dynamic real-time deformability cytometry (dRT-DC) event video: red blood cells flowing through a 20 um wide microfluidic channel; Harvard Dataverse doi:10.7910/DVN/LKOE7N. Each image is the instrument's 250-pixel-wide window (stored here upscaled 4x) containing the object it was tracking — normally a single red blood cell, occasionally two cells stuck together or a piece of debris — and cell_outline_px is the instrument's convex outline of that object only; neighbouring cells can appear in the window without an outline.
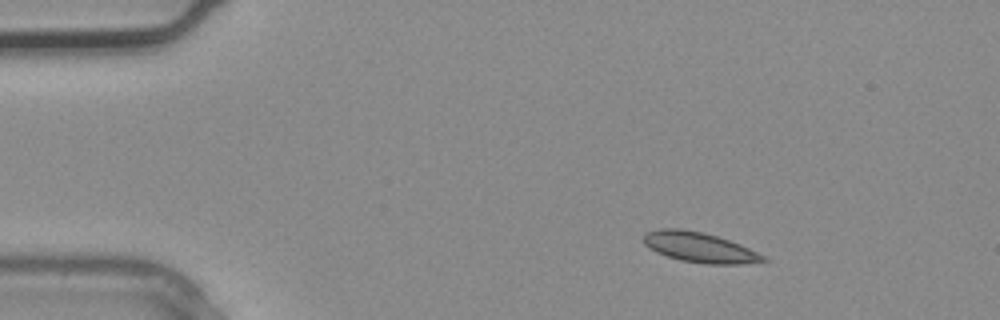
{"species": "common noctule bat (a hibernating species)", "species_latin": "Nyctalus noctula", "temperature_condition": "warm", "stored_images_in_passage": 2, "camera_frame_rate_fps": 3000, "um_per_image_px": 0.085, "animal": {"sex": "male", "body_mass_g": 20.4}, "frame": {"image": 1, "passage_image": 1, "time_ms": 0.0, "image_size_px": [1000, 320], "cell_outline_px": [[768, 260], [740, 264], [704, 264], [680, 260], [656, 252], [648, 248], [644, 244], [644, 232], [660, 228], [680, 228], [704, 232], [740, 244], [764, 256]], "centroid_in_image_um": [59.4, 21.01], "position_along_channel_um": 25.6, "area_um2": 20.92}}